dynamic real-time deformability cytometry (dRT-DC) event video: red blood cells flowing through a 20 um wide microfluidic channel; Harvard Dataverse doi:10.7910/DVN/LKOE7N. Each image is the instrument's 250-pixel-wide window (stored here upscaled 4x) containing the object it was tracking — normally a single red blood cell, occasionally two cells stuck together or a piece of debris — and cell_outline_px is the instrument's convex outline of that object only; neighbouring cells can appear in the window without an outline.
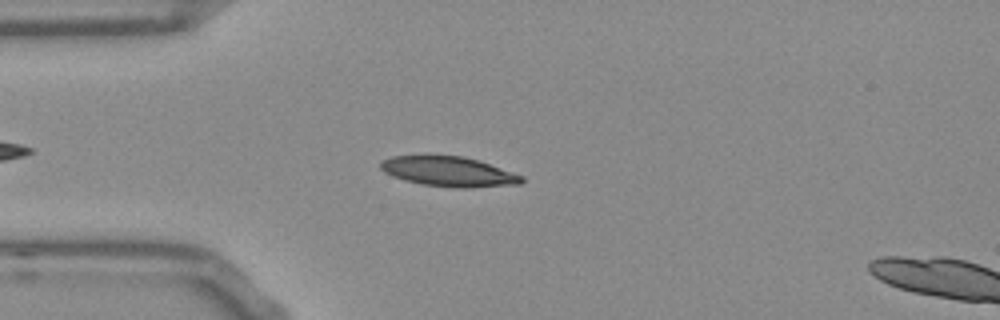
{"species": "Egyptian fruit bat (a non-hibernating species)", "species_latin": "Rousettus aegyptiacus", "temperature_condition": "room temperature", "stored_images_in_passage": 51, "segment_of_instrument_passage": [1, 2], "camera_frame_rate_fps": 3000, "um_per_image_px": 0.085, "frame": {"image": 1, "passage_image": 10, "time_ms": 3.0, "image_size_px": [1000, 320], "cell_outline_px": [[524, 180], [520, 184], [468, 188], [452, 188], [424, 184], [404, 180], [392, 176], [384, 172], [380, 168], [380, 160], [392, 156], [464, 156], [524, 176]], "centroid_in_image_um": [38.12, 14.59], "position_along_channel_um": 46.9, "area_um2": 24.39}}
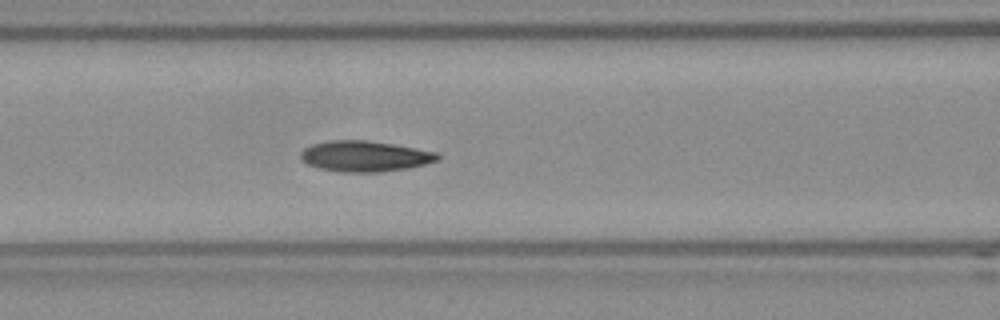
{"frame": {"image": 2, "passage_image": 18, "time_ms": 5.667, "image_size_px": [1000, 320], "cell_outline_px": [[440, 160], [408, 168], [380, 172], [336, 172], [316, 168], [300, 160], [300, 152], [304, 148], [312, 144], [332, 140], [364, 140], [392, 144], [416, 148], [436, 152], [440, 156]], "centroid_in_image_um": [30.97, 13.29], "position_along_channel_um": 135.6, "area_um2": 24.68}}
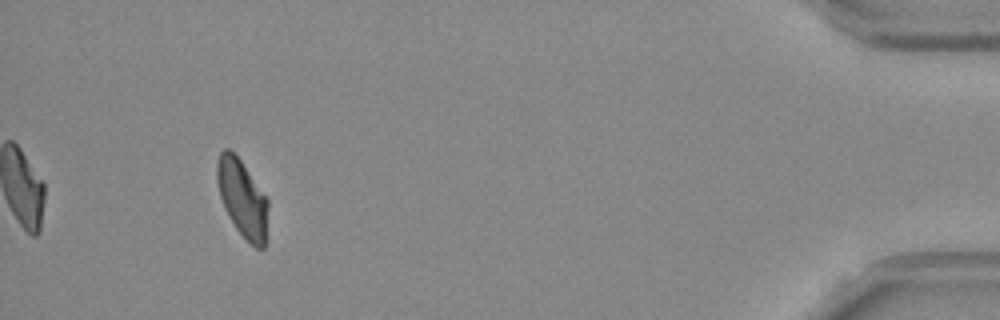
{"frame": {"image": 3, "passage_image": 46, "time_ms": 15.0, "image_size_px": [1000, 320], "cell_outline_px": [[268, 208], [264, 248], [256, 248], [236, 228], [224, 208], [220, 196], [216, 180], [216, 164], [220, 152], [224, 148], [228, 148], [240, 160], [268, 200]], "centroid_in_image_um": [20.57, 16.84], "position_along_channel_um": 414.6, "area_um2": 22.54}}